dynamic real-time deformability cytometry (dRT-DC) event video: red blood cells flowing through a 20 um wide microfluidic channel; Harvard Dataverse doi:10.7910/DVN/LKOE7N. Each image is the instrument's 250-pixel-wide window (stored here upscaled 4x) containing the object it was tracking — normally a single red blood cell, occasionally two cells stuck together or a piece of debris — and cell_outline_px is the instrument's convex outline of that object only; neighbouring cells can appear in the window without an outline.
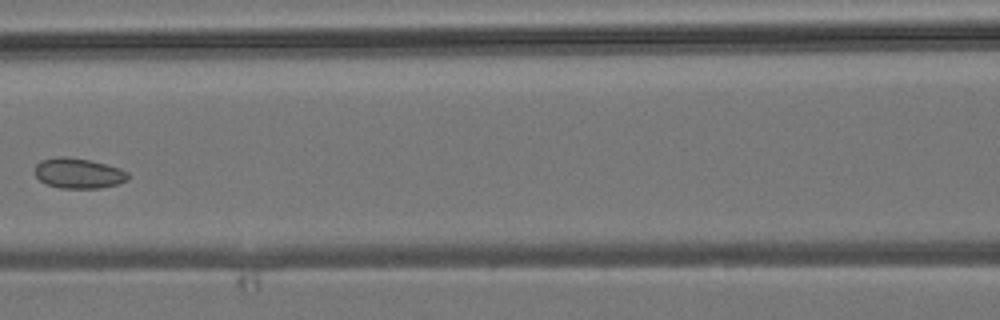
{"species": "common noctule bat (a hibernating species)", "species_latin": "Nyctalus noctula", "temperature_condition": "room temperature", "stored_images_in_passage": 6, "camera_frame_rate_fps": 3000, "um_per_image_px": 0.085, "animal": {"sex": "male", "body_mass_g": 19.2, "forearm_length_mm": 51.8}, "frame": {"image": 1, "passage_image": 6, "time_ms": 5.667, "image_size_px": [1000, 320], "cell_outline_px": [[128, 180], [116, 184], [100, 188], [60, 188], [48, 184], [40, 180], [36, 176], [36, 164], [40, 160], [56, 156], [68, 156], [88, 160], [120, 168], [128, 172]], "centroid_in_image_um": [6.66, 14.72], "position_along_channel_um": 159.9, "area_um2": 16.36}}